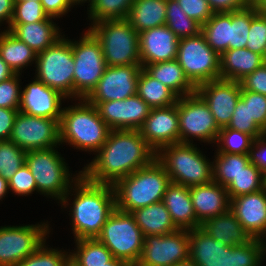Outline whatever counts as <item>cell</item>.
Wrapping results in <instances>:
<instances>
[{
  "label": "cell",
  "mask_w": 266,
  "mask_h": 266,
  "mask_svg": "<svg viewBox=\"0 0 266 266\" xmlns=\"http://www.w3.org/2000/svg\"><path fill=\"white\" fill-rule=\"evenodd\" d=\"M246 48L264 57L266 50V15L257 12L252 17Z\"/></svg>",
  "instance_id": "bcb514c9"
},
{
  "label": "cell",
  "mask_w": 266,
  "mask_h": 266,
  "mask_svg": "<svg viewBox=\"0 0 266 266\" xmlns=\"http://www.w3.org/2000/svg\"><path fill=\"white\" fill-rule=\"evenodd\" d=\"M155 159L156 151L139 130H111L94 159L82 169V175L97 184L114 185Z\"/></svg>",
  "instance_id": "6da1fadb"
},
{
  "label": "cell",
  "mask_w": 266,
  "mask_h": 266,
  "mask_svg": "<svg viewBox=\"0 0 266 266\" xmlns=\"http://www.w3.org/2000/svg\"><path fill=\"white\" fill-rule=\"evenodd\" d=\"M15 73L10 69V67L2 60L0 56V82L5 81L12 77Z\"/></svg>",
  "instance_id": "680465c9"
},
{
  "label": "cell",
  "mask_w": 266,
  "mask_h": 266,
  "mask_svg": "<svg viewBox=\"0 0 266 266\" xmlns=\"http://www.w3.org/2000/svg\"><path fill=\"white\" fill-rule=\"evenodd\" d=\"M139 132L156 152L161 147L179 143L178 99L172 106L152 108Z\"/></svg>",
  "instance_id": "ffe728a7"
},
{
  "label": "cell",
  "mask_w": 266,
  "mask_h": 266,
  "mask_svg": "<svg viewBox=\"0 0 266 266\" xmlns=\"http://www.w3.org/2000/svg\"><path fill=\"white\" fill-rule=\"evenodd\" d=\"M264 64H266V50H265V55H264Z\"/></svg>",
  "instance_id": "2644e50d"
},
{
  "label": "cell",
  "mask_w": 266,
  "mask_h": 266,
  "mask_svg": "<svg viewBox=\"0 0 266 266\" xmlns=\"http://www.w3.org/2000/svg\"><path fill=\"white\" fill-rule=\"evenodd\" d=\"M97 239L118 258L135 266L143 249L144 236L131 213L115 209Z\"/></svg>",
  "instance_id": "30bf717a"
},
{
  "label": "cell",
  "mask_w": 266,
  "mask_h": 266,
  "mask_svg": "<svg viewBox=\"0 0 266 266\" xmlns=\"http://www.w3.org/2000/svg\"><path fill=\"white\" fill-rule=\"evenodd\" d=\"M256 13L252 4L244 9L230 12L229 49L246 48L251 19Z\"/></svg>",
  "instance_id": "ab89813d"
},
{
  "label": "cell",
  "mask_w": 266,
  "mask_h": 266,
  "mask_svg": "<svg viewBox=\"0 0 266 266\" xmlns=\"http://www.w3.org/2000/svg\"><path fill=\"white\" fill-rule=\"evenodd\" d=\"M264 188L266 189V174L264 175Z\"/></svg>",
  "instance_id": "a7ac6f4b"
},
{
  "label": "cell",
  "mask_w": 266,
  "mask_h": 266,
  "mask_svg": "<svg viewBox=\"0 0 266 266\" xmlns=\"http://www.w3.org/2000/svg\"><path fill=\"white\" fill-rule=\"evenodd\" d=\"M227 128L238 130L251 135L254 139L265 132L250 117L249 102H243L240 98L232 113V118Z\"/></svg>",
  "instance_id": "ee69618b"
},
{
  "label": "cell",
  "mask_w": 266,
  "mask_h": 266,
  "mask_svg": "<svg viewBox=\"0 0 266 266\" xmlns=\"http://www.w3.org/2000/svg\"><path fill=\"white\" fill-rule=\"evenodd\" d=\"M88 30L100 42L106 66L141 65L139 33L127 19L103 20Z\"/></svg>",
  "instance_id": "52a82bcc"
},
{
  "label": "cell",
  "mask_w": 266,
  "mask_h": 266,
  "mask_svg": "<svg viewBox=\"0 0 266 266\" xmlns=\"http://www.w3.org/2000/svg\"><path fill=\"white\" fill-rule=\"evenodd\" d=\"M201 33L208 45L219 55L229 50L230 13H214L202 25Z\"/></svg>",
  "instance_id": "836d02e7"
},
{
  "label": "cell",
  "mask_w": 266,
  "mask_h": 266,
  "mask_svg": "<svg viewBox=\"0 0 266 266\" xmlns=\"http://www.w3.org/2000/svg\"><path fill=\"white\" fill-rule=\"evenodd\" d=\"M143 69L154 79L169 87L178 97L196 92V87L185 76L178 61H165L147 64Z\"/></svg>",
  "instance_id": "f546056e"
},
{
  "label": "cell",
  "mask_w": 266,
  "mask_h": 266,
  "mask_svg": "<svg viewBox=\"0 0 266 266\" xmlns=\"http://www.w3.org/2000/svg\"><path fill=\"white\" fill-rule=\"evenodd\" d=\"M48 221L37 225L0 227V266H16L33 254L49 235Z\"/></svg>",
  "instance_id": "5bb4252c"
},
{
  "label": "cell",
  "mask_w": 266,
  "mask_h": 266,
  "mask_svg": "<svg viewBox=\"0 0 266 266\" xmlns=\"http://www.w3.org/2000/svg\"><path fill=\"white\" fill-rule=\"evenodd\" d=\"M225 188L230 199L258 192L264 189V174L250 162Z\"/></svg>",
  "instance_id": "74e56055"
},
{
  "label": "cell",
  "mask_w": 266,
  "mask_h": 266,
  "mask_svg": "<svg viewBox=\"0 0 266 266\" xmlns=\"http://www.w3.org/2000/svg\"><path fill=\"white\" fill-rule=\"evenodd\" d=\"M49 16L45 13L41 1H15L10 24H27L44 21Z\"/></svg>",
  "instance_id": "f6af8a7d"
},
{
  "label": "cell",
  "mask_w": 266,
  "mask_h": 266,
  "mask_svg": "<svg viewBox=\"0 0 266 266\" xmlns=\"http://www.w3.org/2000/svg\"><path fill=\"white\" fill-rule=\"evenodd\" d=\"M137 95L151 109L172 106L178 99V96L169 87L151 77L143 68L138 78Z\"/></svg>",
  "instance_id": "d6a6232c"
},
{
  "label": "cell",
  "mask_w": 266,
  "mask_h": 266,
  "mask_svg": "<svg viewBox=\"0 0 266 266\" xmlns=\"http://www.w3.org/2000/svg\"><path fill=\"white\" fill-rule=\"evenodd\" d=\"M213 13H230L244 9L252 4V0H207Z\"/></svg>",
  "instance_id": "db71d44e"
},
{
  "label": "cell",
  "mask_w": 266,
  "mask_h": 266,
  "mask_svg": "<svg viewBox=\"0 0 266 266\" xmlns=\"http://www.w3.org/2000/svg\"><path fill=\"white\" fill-rule=\"evenodd\" d=\"M141 65L106 66L96 87L85 98L87 102L124 100L137 94Z\"/></svg>",
  "instance_id": "e0dca14e"
},
{
  "label": "cell",
  "mask_w": 266,
  "mask_h": 266,
  "mask_svg": "<svg viewBox=\"0 0 266 266\" xmlns=\"http://www.w3.org/2000/svg\"><path fill=\"white\" fill-rule=\"evenodd\" d=\"M19 110L0 107V141L9 140Z\"/></svg>",
  "instance_id": "9f6ffc18"
},
{
  "label": "cell",
  "mask_w": 266,
  "mask_h": 266,
  "mask_svg": "<svg viewBox=\"0 0 266 266\" xmlns=\"http://www.w3.org/2000/svg\"><path fill=\"white\" fill-rule=\"evenodd\" d=\"M69 40L74 59V100L85 99L106 68L102 47L89 30L78 41Z\"/></svg>",
  "instance_id": "8fae6325"
},
{
  "label": "cell",
  "mask_w": 266,
  "mask_h": 266,
  "mask_svg": "<svg viewBox=\"0 0 266 266\" xmlns=\"http://www.w3.org/2000/svg\"><path fill=\"white\" fill-rule=\"evenodd\" d=\"M240 99L249 102L250 117L266 133V95L244 90L241 87Z\"/></svg>",
  "instance_id": "c3c4849f"
},
{
  "label": "cell",
  "mask_w": 266,
  "mask_h": 266,
  "mask_svg": "<svg viewBox=\"0 0 266 266\" xmlns=\"http://www.w3.org/2000/svg\"><path fill=\"white\" fill-rule=\"evenodd\" d=\"M249 160L266 174V133L255 138L249 150Z\"/></svg>",
  "instance_id": "f5cc1de1"
},
{
  "label": "cell",
  "mask_w": 266,
  "mask_h": 266,
  "mask_svg": "<svg viewBox=\"0 0 266 266\" xmlns=\"http://www.w3.org/2000/svg\"><path fill=\"white\" fill-rule=\"evenodd\" d=\"M175 266H198L192 259L188 258L185 261L179 262Z\"/></svg>",
  "instance_id": "be15d7a7"
},
{
  "label": "cell",
  "mask_w": 266,
  "mask_h": 266,
  "mask_svg": "<svg viewBox=\"0 0 266 266\" xmlns=\"http://www.w3.org/2000/svg\"><path fill=\"white\" fill-rule=\"evenodd\" d=\"M48 17L44 21L27 24H10L8 30L17 39L25 42L37 54L55 44L62 36L59 26ZM55 23V24H54Z\"/></svg>",
  "instance_id": "484cf974"
},
{
  "label": "cell",
  "mask_w": 266,
  "mask_h": 266,
  "mask_svg": "<svg viewBox=\"0 0 266 266\" xmlns=\"http://www.w3.org/2000/svg\"><path fill=\"white\" fill-rule=\"evenodd\" d=\"M14 1H29V0H14ZM32 1H41V0H32Z\"/></svg>",
  "instance_id": "89a4df30"
},
{
  "label": "cell",
  "mask_w": 266,
  "mask_h": 266,
  "mask_svg": "<svg viewBox=\"0 0 266 266\" xmlns=\"http://www.w3.org/2000/svg\"><path fill=\"white\" fill-rule=\"evenodd\" d=\"M88 103L96 107L99 116L111 130H139L151 111L137 94L124 100Z\"/></svg>",
  "instance_id": "ac0fdd59"
},
{
  "label": "cell",
  "mask_w": 266,
  "mask_h": 266,
  "mask_svg": "<svg viewBox=\"0 0 266 266\" xmlns=\"http://www.w3.org/2000/svg\"><path fill=\"white\" fill-rule=\"evenodd\" d=\"M156 160L163 166L171 182L187 187L213 181V162L190 143H174L161 147Z\"/></svg>",
  "instance_id": "8992f818"
},
{
  "label": "cell",
  "mask_w": 266,
  "mask_h": 266,
  "mask_svg": "<svg viewBox=\"0 0 266 266\" xmlns=\"http://www.w3.org/2000/svg\"><path fill=\"white\" fill-rule=\"evenodd\" d=\"M166 0H135L127 20L138 32L160 27L166 23Z\"/></svg>",
  "instance_id": "4dcf8cb0"
},
{
  "label": "cell",
  "mask_w": 266,
  "mask_h": 266,
  "mask_svg": "<svg viewBox=\"0 0 266 266\" xmlns=\"http://www.w3.org/2000/svg\"><path fill=\"white\" fill-rule=\"evenodd\" d=\"M71 2H72V4L73 5H76L77 6V4L79 5V4H82V3H85V2H87V3H91L93 0H70Z\"/></svg>",
  "instance_id": "003e7915"
},
{
  "label": "cell",
  "mask_w": 266,
  "mask_h": 266,
  "mask_svg": "<svg viewBox=\"0 0 266 266\" xmlns=\"http://www.w3.org/2000/svg\"><path fill=\"white\" fill-rule=\"evenodd\" d=\"M61 37L55 44L36 57L35 78L61 93L74 98V59L71 41ZM37 73V74H36Z\"/></svg>",
  "instance_id": "9c48e42d"
},
{
  "label": "cell",
  "mask_w": 266,
  "mask_h": 266,
  "mask_svg": "<svg viewBox=\"0 0 266 266\" xmlns=\"http://www.w3.org/2000/svg\"><path fill=\"white\" fill-rule=\"evenodd\" d=\"M105 266H132V265L124 260L113 257L109 262L105 264Z\"/></svg>",
  "instance_id": "6125c7cd"
},
{
  "label": "cell",
  "mask_w": 266,
  "mask_h": 266,
  "mask_svg": "<svg viewBox=\"0 0 266 266\" xmlns=\"http://www.w3.org/2000/svg\"><path fill=\"white\" fill-rule=\"evenodd\" d=\"M45 13L51 18H60L74 7L70 0H41Z\"/></svg>",
  "instance_id": "11a10c76"
},
{
  "label": "cell",
  "mask_w": 266,
  "mask_h": 266,
  "mask_svg": "<svg viewBox=\"0 0 266 266\" xmlns=\"http://www.w3.org/2000/svg\"><path fill=\"white\" fill-rule=\"evenodd\" d=\"M55 148L59 147L26 151L25 164L35 179L37 192L61 202L82 171L71 177L68 164Z\"/></svg>",
  "instance_id": "ba28073f"
},
{
  "label": "cell",
  "mask_w": 266,
  "mask_h": 266,
  "mask_svg": "<svg viewBox=\"0 0 266 266\" xmlns=\"http://www.w3.org/2000/svg\"><path fill=\"white\" fill-rule=\"evenodd\" d=\"M170 177L155 159L151 164L118 180L114 185L116 209L131 213L163 201Z\"/></svg>",
  "instance_id": "5b68a950"
},
{
  "label": "cell",
  "mask_w": 266,
  "mask_h": 266,
  "mask_svg": "<svg viewBox=\"0 0 266 266\" xmlns=\"http://www.w3.org/2000/svg\"><path fill=\"white\" fill-rule=\"evenodd\" d=\"M9 140L25 151L58 147L60 146L59 121L19 111Z\"/></svg>",
  "instance_id": "2e32d148"
},
{
  "label": "cell",
  "mask_w": 266,
  "mask_h": 266,
  "mask_svg": "<svg viewBox=\"0 0 266 266\" xmlns=\"http://www.w3.org/2000/svg\"><path fill=\"white\" fill-rule=\"evenodd\" d=\"M163 202L178 229L191 230L201 226L193 208L189 187L171 182Z\"/></svg>",
  "instance_id": "d4e9b609"
},
{
  "label": "cell",
  "mask_w": 266,
  "mask_h": 266,
  "mask_svg": "<svg viewBox=\"0 0 266 266\" xmlns=\"http://www.w3.org/2000/svg\"><path fill=\"white\" fill-rule=\"evenodd\" d=\"M69 195H74L72 204L68 203ZM58 203H61L63 208L72 205L69 215L75 240L97 238L106 220L116 209L113 185L97 184L88 181L83 175L73 183Z\"/></svg>",
  "instance_id": "7a4b0ae2"
},
{
  "label": "cell",
  "mask_w": 266,
  "mask_h": 266,
  "mask_svg": "<svg viewBox=\"0 0 266 266\" xmlns=\"http://www.w3.org/2000/svg\"><path fill=\"white\" fill-rule=\"evenodd\" d=\"M220 79L240 82L264 64V57L248 48L229 49L220 54Z\"/></svg>",
  "instance_id": "4316f807"
},
{
  "label": "cell",
  "mask_w": 266,
  "mask_h": 266,
  "mask_svg": "<svg viewBox=\"0 0 266 266\" xmlns=\"http://www.w3.org/2000/svg\"><path fill=\"white\" fill-rule=\"evenodd\" d=\"M67 99L58 91L46 86L43 82L34 78L21 91L19 111L60 122L62 115V100Z\"/></svg>",
  "instance_id": "44dd1931"
},
{
  "label": "cell",
  "mask_w": 266,
  "mask_h": 266,
  "mask_svg": "<svg viewBox=\"0 0 266 266\" xmlns=\"http://www.w3.org/2000/svg\"><path fill=\"white\" fill-rule=\"evenodd\" d=\"M189 258L198 266H261L263 249L261 239L227 246L215 240L201 227L189 230Z\"/></svg>",
  "instance_id": "3957f363"
},
{
  "label": "cell",
  "mask_w": 266,
  "mask_h": 266,
  "mask_svg": "<svg viewBox=\"0 0 266 266\" xmlns=\"http://www.w3.org/2000/svg\"><path fill=\"white\" fill-rule=\"evenodd\" d=\"M44 241L30 256L19 262L16 266H62L70 256V252L48 248Z\"/></svg>",
  "instance_id": "7bdbcfd3"
},
{
  "label": "cell",
  "mask_w": 266,
  "mask_h": 266,
  "mask_svg": "<svg viewBox=\"0 0 266 266\" xmlns=\"http://www.w3.org/2000/svg\"><path fill=\"white\" fill-rule=\"evenodd\" d=\"M189 191L196 217L201 223L230 209L226 188L215 181L189 187Z\"/></svg>",
  "instance_id": "cb8c5ba5"
},
{
  "label": "cell",
  "mask_w": 266,
  "mask_h": 266,
  "mask_svg": "<svg viewBox=\"0 0 266 266\" xmlns=\"http://www.w3.org/2000/svg\"><path fill=\"white\" fill-rule=\"evenodd\" d=\"M230 210L252 239L266 234V189L230 199Z\"/></svg>",
  "instance_id": "7402d4cb"
},
{
  "label": "cell",
  "mask_w": 266,
  "mask_h": 266,
  "mask_svg": "<svg viewBox=\"0 0 266 266\" xmlns=\"http://www.w3.org/2000/svg\"><path fill=\"white\" fill-rule=\"evenodd\" d=\"M26 151L10 140L0 141V175L9 181L25 163Z\"/></svg>",
  "instance_id": "b9f144b4"
},
{
  "label": "cell",
  "mask_w": 266,
  "mask_h": 266,
  "mask_svg": "<svg viewBox=\"0 0 266 266\" xmlns=\"http://www.w3.org/2000/svg\"><path fill=\"white\" fill-rule=\"evenodd\" d=\"M14 2V0H0V25L5 21L8 23L7 29L13 17Z\"/></svg>",
  "instance_id": "6f0895ef"
},
{
  "label": "cell",
  "mask_w": 266,
  "mask_h": 266,
  "mask_svg": "<svg viewBox=\"0 0 266 266\" xmlns=\"http://www.w3.org/2000/svg\"><path fill=\"white\" fill-rule=\"evenodd\" d=\"M253 141L254 138L247 133L223 127L215 144H219L216 145L218 153L249 154Z\"/></svg>",
  "instance_id": "60d3db41"
},
{
  "label": "cell",
  "mask_w": 266,
  "mask_h": 266,
  "mask_svg": "<svg viewBox=\"0 0 266 266\" xmlns=\"http://www.w3.org/2000/svg\"><path fill=\"white\" fill-rule=\"evenodd\" d=\"M135 0H93L88 4V19L91 23L103 20L127 19Z\"/></svg>",
  "instance_id": "f35d334b"
},
{
  "label": "cell",
  "mask_w": 266,
  "mask_h": 266,
  "mask_svg": "<svg viewBox=\"0 0 266 266\" xmlns=\"http://www.w3.org/2000/svg\"><path fill=\"white\" fill-rule=\"evenodd\" d=\"M252 5L258 13L266 15V0H252Z\"/></svg>",
  "instance_id": "91938a15"
},
{
  "label": "cell",
  "mask_w": 266,
  "mask_h": 266,
  "mask_svg": "<svg viewBox=\"0 0 266 266\" xmlns=\"http://www.w3.org/2000/svg\"><path fill=\"white\" fill-rule=\"evenodd\" d=\"M166 23L178 39L194 37L201 33L202 25L189 18L176 0H166Z\"/></svg>",
  "instance_id": "8d00e7d4"
},
{
  "label": "cell",
  "mask_w": 266,
  "mask_h": 266,
  "mask_svg": "<svg viewBox=\"0 0 266 266\" xmlns=\"http://www.w3.org/2000/svg\"><path fill=\"white\" fill-rule=\"evenodd\" d=\"M20 75L14 74L5 81L0 82V107L19 110L21 102Z\"/></svg>",
  "instance_id": "7dc6e473"
},
{
  "label": "cell",
  "mask_w": 266,
  "mask_h": 266,
  "mask_svg": "<svg viewBox=\"0 0 266 266\" xmlns=\"http://www.w3.org/2000/svg\"><path fill=\"white\" fill-rule=\"evenodd\" d=\"M189 18L203 25L214 14L207 0H176Z\"/></svg>",
  "instance_id": "f907efd6"
},
{
  "label": "cell",
  "mask_w": 266,
  "mask_h": 266,
  "mask_svg": "<svg viewBox=\"0 0 266 266\" xmlns=\"http://www.w3.org/2000/svg\"><path fill=\"white\" fill-rule=\"evenodd\" d=\"M76 251L70 256L80 266H105L113 256L112 253L97 238L74 240Z\"/></svg>",
  "instance_id": "d590c367"
},
{
  "label": "cell",
  "mask_w": 266,
  "mask_h": 266,
  "mask_svg": "<svg viewBox=\"0 0 266 266\" xmlns=\"http://www.w3.org/2000/svg\"><path fill=\"white\" fill-rule=\"evenodd\" d=\"M240 84L244 90L266 95V64L243 78Z\"/></svg>",
  "instance_id": "816d5d0a"
},
{
  "label": "cell",
  "mask_w": 266,
  "mask_h": 266,
  "mask_svg": "<svg viewBox=\"0 0 266 266\" xmlns=\"http://www.w3.org/2000/svg\"><path fill=\"white\" fill-rule=\"evenodd\" d=\"M200 227L212 238L221 240L227 246L241 245L252 240L230 209L205 220Z\"/></svg>",
  "instance_id": "83f0119b"
},
{
  "label": "cell",
  "mask_w": 266,
  "mask_h": 266,
  "mask_svg": "<svg viewBox=\"0 0 266 266\" xmlns=\"http://www.w3.org/2000/svg\"><path fill=\"white\" fill-rule=\"evenodd\" d=\"M196 92L207 103L218 127H227L241 96L240 82L224 79L212 80L197 86Z\"/></svg>",
  "instance_id": "d6986e66"
},
{
  "label": "cell",
  "mask_w": 266,
  "mask_h": 266,
  "mask_svg": "<svg viewBox=\"0 0 266 266\" xmlns=\"http://www.w3.org/2000/svg\"><path fill=\"white\" fill-rule=\"evenodd\" d=\"M189 230L144 236L143 249L135 266H175L189 258Z\"/></svg>",
  "instance_id": "9a60e30c"
},
{
  "label": "cell",
  "mask_w": 266,
  "mask_h": 266,
  "mask_svg": "<svg viewBox=\"0 0 266 266\" xmlns=\"http://www.w3.org/2000/svg\"><path fill=\"white\" fill-rule=\"evenodd\" d=\"M178 117L180 143L193 144L194 137L204 143H216L220 128L197 92L178 97Z\"/></svg>",
  "instance_id": "4fadbf2b"
},
{
  "label": "cell",
  "mask_w": 266,
  "mask_h": 266,
  "mask_svg": "<svg viewBox=\"0 0 266 266\" xmlns=\"http://www.w3.org/2000/svg\"><path fill=\"white\" fill-rule=\"evenodd\" d=\"M9 184L8 181L0 175V200L9 193Z\"/></svg>",
  "instance_id": "94428289"
},
{
  "label": "cell",
  "mask_w": 266,
  "mask_h": 266,
  "mask_svg": "<svg viewBox=\"0 0 266 266\" xmlns=\"http://www.w3.org/2000/svg\"><path fill=\"white\" fill-rule=\"evenodd\" d=\"M176 60L195 87L220 79V55L208 45L202 33L179 39Z\"/></svg>",
  "instance_id": "7c38bea8"
},
{
  "label": "cell",
  "mask_w": 266,
  "mask_h": 266,
  "mask_svg": "<svg viewBox=\"0 0 266 266\" xmlns=\"http://www.w3.org/2000/svg\"><path fill=\"white\" fill-rule=\"evenodd\" d=\"M262 241V251H263V261L265 259L266 256V234L263 236V238H261Z\"/></svg>",
  "instance_id": "03108f58"
},
{
  "label": "cell",
  "mask_w": 266,
  "mask_h": 266,
  "mask_svg": "<svg viewBox=\"0 0 266 266\" xmlns=\"http://www.w3.org/2000/svg\"><path fill=\"white\" fill-rule=\"evenodd\" d=\"M143 236L165 235L178 230L163 201L131 212Z\"/></svg>",
  "instance_id": "f1b7e54d"
},
{
  "label": "cell",
  "mask_w": 266,
  "mask_h": 266,
  "mask_svg": "<svg viewBox=\"0 0 266 266\" xmlns=\"http://www.w3.org/2000/svg\"><path fill=\"white\" fill-rule=\"evenodd\" d=\"M215 153L213 181L224 187L250 163L248 154Z\"/></svg>",
  "instance_id": "e575fe53"
},
{
  "label": "cell",
  "mask_w": 266,
  "mask_h": 266,
  "mask_svg": "<svg viewBox=\"0 0 266 266\" xmlns=\"http://www.w3.org/2000/svg\"><path fill=\"white\" fill-rule=\"evenodd\" d=\"M60 144L67 143L74 149L86 152L100 150L111 131L99 116L96 107L85 99L79 103L64 107L59 122Z\"/></svg>",
  "instance_id": "277c9868"
},
{
  "label": "cell",
  "mask_w": 266,
  "mask_h": 266,
  "mask_svg": "<svg viewBox=\"0 0 266 266\" xmlns=\"http://www.w3.org/2000/svg\"><path fill=\"white\" fill-rule=\"evenodd\" d=\"M9 190L18 196H27L37 191V185L29 167L24 163L8 181Z\"/></svg>",
  "instance_id": "681fc988"
},
{
  "label": "cell",
  "mask_w": 266,
  "mask_h": 266,
  "mask_svg": "<svg viewBox=\"0 0 266 266\" xmlns=\"http://www.w3.org/2000/svg\"><path fill=\"white\" fill-rule=\"evenodd\" d=\"M0 56L15 74H21L23 68L36 62L37 53L8 30H4L0 32Z\"/></svg>",
  "instance_id": "1f68e13d"
},
{
  "label": "cell",
  "mask_w": 266,
  "mask_h": 266,
  "mask_svg": "<svg viewBox=\"0 0 266 266\" xmlns=\"http://www.w3.org/2000/svg\"><path fill=\"white\" fill-rule=\"evenodd\" d=\"M62 266H80L71 256H69Z\"/></svg>",
  "instance_id": "e7e4bbea"
},
{
  "label": "cell",
  "mask_w": 266,
  "mask_h": 266,
  "mask_svg": "<svg viewBox=\"0 0 266 266\" xmlns=\"http://www.w3.org/2000/svg\"><path fill=\"white\" fill-rule=\"evenodd\" d=\"M179 39L166 25L139 33V53L142 68L147 64L172 61L177 58Z\"/></svg>",
  "instance_id": "603a6c76"
}]
</instances>
